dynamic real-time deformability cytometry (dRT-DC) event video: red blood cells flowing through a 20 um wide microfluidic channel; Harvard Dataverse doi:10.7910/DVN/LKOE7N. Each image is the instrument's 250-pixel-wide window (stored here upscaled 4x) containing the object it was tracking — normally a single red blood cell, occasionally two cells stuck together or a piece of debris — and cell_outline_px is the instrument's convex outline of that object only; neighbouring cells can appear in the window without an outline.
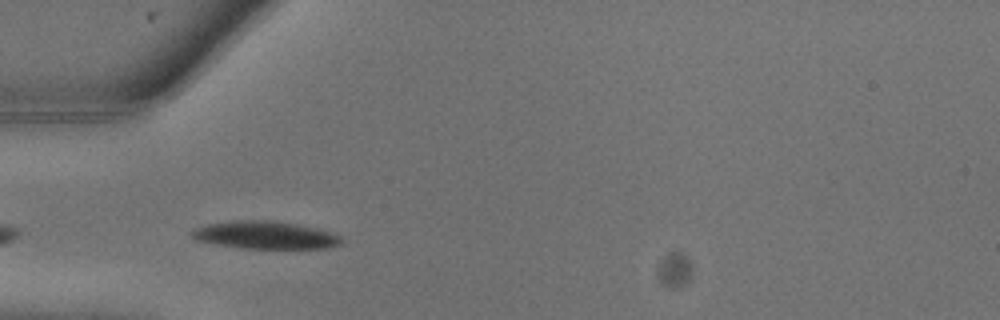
{"species": "common noctule bat (a hibernating species)", "species_latin": "Nyctalus noctula", "temperature_condition": "warm", "stored_images_in_passage": 18, "camera_frame_rate_fps": 3000, "um_per_image_px": 0.085, "animal": {"sex": "male", "body_mass_g": 13.3}, "frame": {"image": 1, "passage_image": 6, "time_ms": 1.667, "image_size_px": [1000, 320], "cell_outline_px": [[344, 240], [340, 244], [328, 248], [240, 248], [216, 244], [196, 240], [188, 232], [196, 228], [208, 224], [232, 220], [276, 220], [316, 228], [332, 232], [340, 236]], "centroid_in_image_um": [22.54, 19.97], "position_along_channel_um": 62.5, "area_um2": 24.22}}
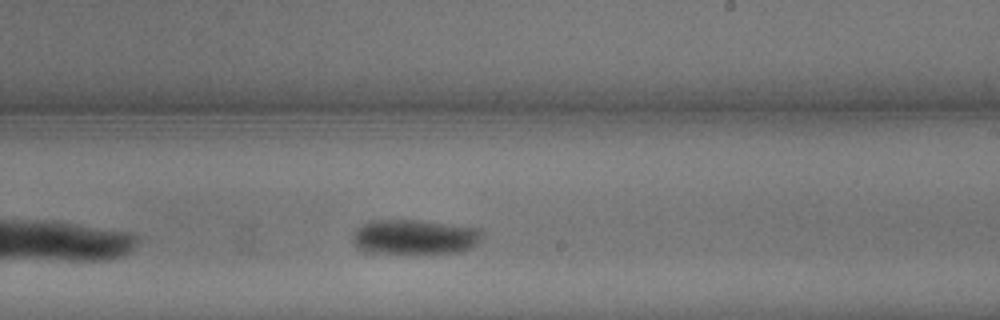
{"frame": {"image": 2, "passage_image": 13, "time_ms": 4.0, "image_size_px": [1000, 320], "cell_outline_px": [[484, 236], [472, 248], [460, 252], [364, 252], [356, 248], [352, 244], [352, 232], [360, 224], [372, 220], [420, 220], [480, 228], [484, 232]], "centroid_in_image_um": [35.22, 20.12], "position_along_channel_um": 253.8, "area_um2": 26.53}}
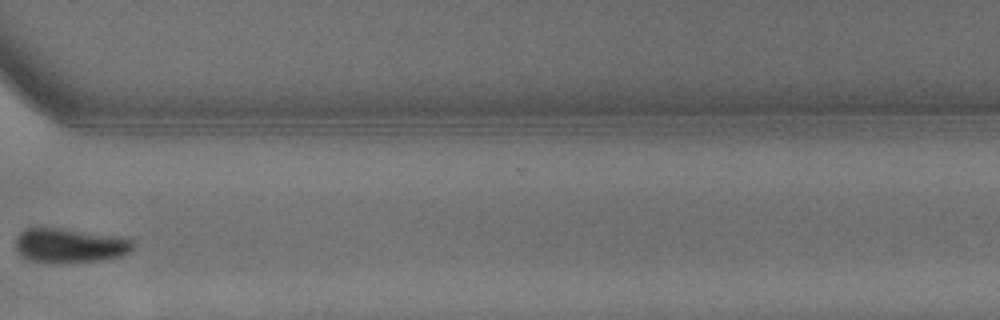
{"frame": {"image": 3, "passage_image": 17, "time_ms": 5.333, "image_size_px": [1000, 320], "cell_outline_px": [[136, 244], [124, 256], [100, 260], [28, 260], [20, 256], [16, 252], [16, 236], [24, 228], [60, 228], [128, 236], [136, 240]], "centroid_in_image_um": [6.02, 20.8], "position_along_channel_um": 364.6, "area_um2": 23.47}}